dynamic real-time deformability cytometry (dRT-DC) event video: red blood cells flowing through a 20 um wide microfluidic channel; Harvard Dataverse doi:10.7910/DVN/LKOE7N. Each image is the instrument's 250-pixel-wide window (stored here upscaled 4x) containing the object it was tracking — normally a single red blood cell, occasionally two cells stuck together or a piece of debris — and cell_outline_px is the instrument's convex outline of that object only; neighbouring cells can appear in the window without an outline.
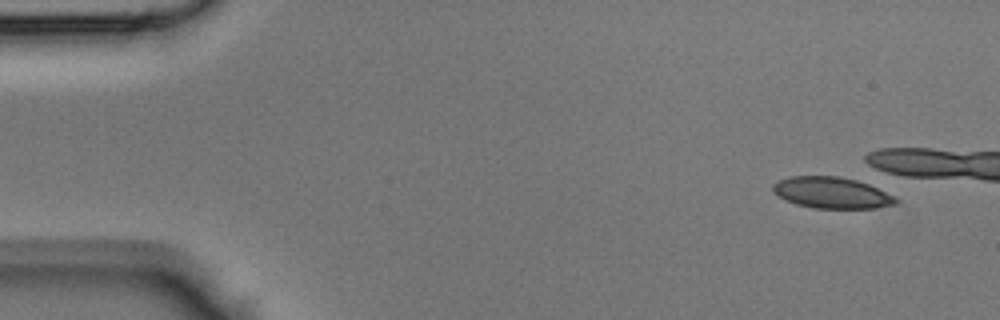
{"species": "Egyptian fruit bat (a non-hibernating species)", "species_latin": "Rousettus aegyptiacus", "temperature_condition": "room temperature", "stored_images_in_passage": 4, "camera_frame_rate_fps": 3000, "um_per_image_px": 0.085, "animal": {"sex": "male"}, "frame": {"image": 1, "passage_image": 1, "time_ms": 0.0, "image_size_px": [1000, 320], "cell_outline_px": [[900, 200], [896, 204], [876, 208], [816, 208], [796, 204], [772, 192], [772, 184], [788, 176], [840, 176], [856, 180], [868, 184]], "centroid_in_image_um": [70.68, 16.38], "position_along_channel_um": 14.3, "area_um2": 22.2}}